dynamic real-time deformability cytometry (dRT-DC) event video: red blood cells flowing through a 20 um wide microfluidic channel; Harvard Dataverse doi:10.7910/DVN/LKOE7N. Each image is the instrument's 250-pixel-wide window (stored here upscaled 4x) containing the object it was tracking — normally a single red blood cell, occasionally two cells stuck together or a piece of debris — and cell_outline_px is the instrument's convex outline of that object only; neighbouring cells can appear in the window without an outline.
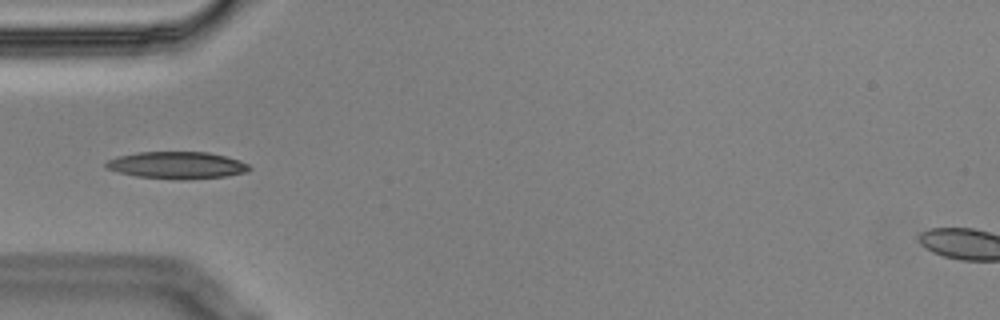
{"species": "Egyptian fruit bat (a non-hibernating species)", "species_latin": "Rousettus aegyptiacus", "temperature_condition": "cold", "stored_images_in_passage": 5, "camera_frame_rate_fps": 3000, "um_per_image_px": 0.085, "animal": {"sex": "male"}, "frame": {"image": 1, "passage_image": 5, "time_ms": 1.333, "image_size_px": [1000, 320], "cell_outline_px": [[252, 168], [248, 172], [224, 176], [136, 176], [104, 168], [104, 164], [108, 160], [120, 156], [136, 152], [208, 152], [240, 160], [248, 164]], "centroid_in_image_um": [15.04, 13.98], "position_along_channel_um": 70.0, "area_um2": 21.27}}